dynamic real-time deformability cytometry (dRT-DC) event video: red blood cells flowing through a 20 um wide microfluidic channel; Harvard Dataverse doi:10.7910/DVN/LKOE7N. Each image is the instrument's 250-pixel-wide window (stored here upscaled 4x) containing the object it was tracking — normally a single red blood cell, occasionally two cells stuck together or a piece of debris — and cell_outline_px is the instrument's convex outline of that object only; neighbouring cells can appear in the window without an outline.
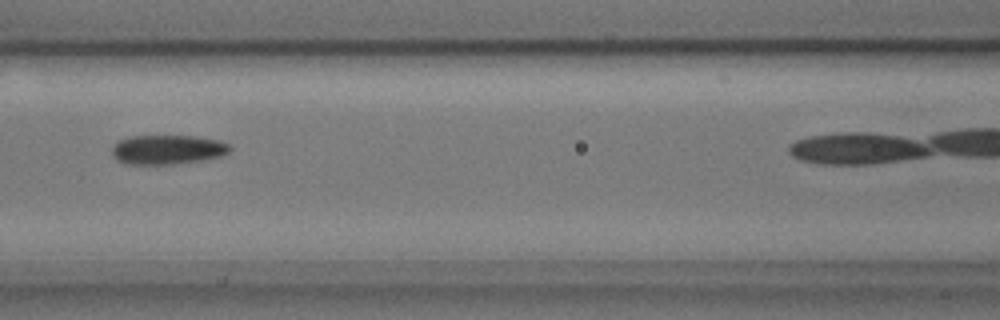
{"species": "common noctule bat (a hibernating species)", "species_latin": "Nyctalus noctula", "temperature_condition": "cold", "stored_images_in_passage": 10, "camera_frame_rate_fps": 3000, "um_per_image_px": 0.085, "animal": {"sex": "male", "body_mass_g": 17.9, "forearm_length_mm": 54.2}, "frame": {"image": 1, "passage_image": 4, "time_ms": 1.0, "image_size_px": [1000, 320], "cell_outline_px": [[232, 148], [228, 152], [220, 156], [200, 160], [172, 164], [124, 164], [116, 160], [112, 156], [112, 148], [116, 140], [132, 136], [196, 136], [216, 140], [228, 144]], "centroid_in_image_um": [14.17, 12.71], "position_along_channel_um": 152.4, "area_um2": 20.17}}
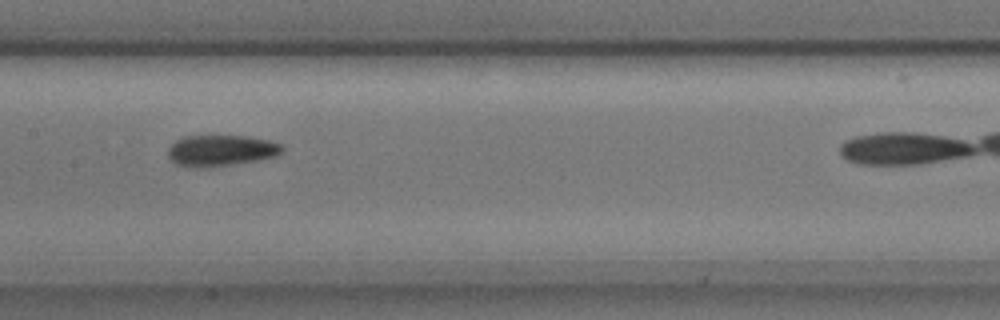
{"frame": {"image": 2, "passage_image": 5, "time_ms": 1.333, "image_size_px": [1000, 320], "cell_outline_px": [[284, 152], [276, 156], [256, 160], [200, 168], [192, 168], [176, 164], [168, 156], [168, 148], [180, 136], [244, 136], [268, 140], [280, 144], [284, 148]], "centroid_in_image_um": [18.75, 12.79], "position_along_channel_um": 188.6, "area_um2": 20.58}}